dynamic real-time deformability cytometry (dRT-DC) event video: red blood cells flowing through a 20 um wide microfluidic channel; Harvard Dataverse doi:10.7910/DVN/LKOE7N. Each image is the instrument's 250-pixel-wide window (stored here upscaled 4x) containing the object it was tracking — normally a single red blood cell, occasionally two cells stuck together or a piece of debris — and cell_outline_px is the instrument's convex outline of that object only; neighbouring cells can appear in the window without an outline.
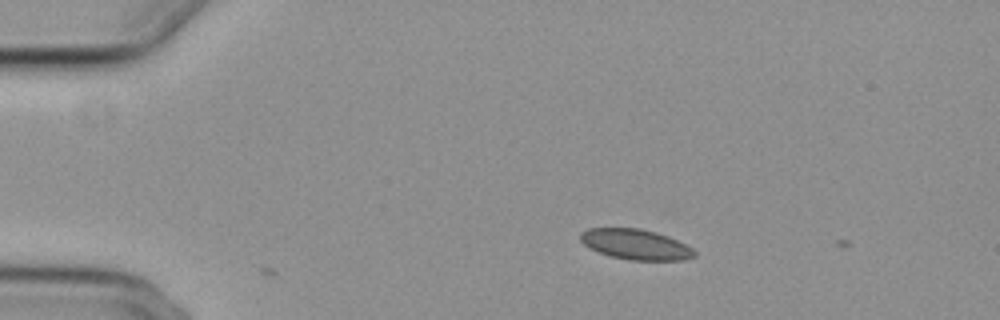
{"species": "common noctule bat (a hibernating species)", "species_latin": "Nyctalus noctula", "temperature_condition": "cold", "stored_images_in_passage": 2, "camera_frame_rate_fps": 3000, "um_per_image_px": 0.085, "animal": {"sex": "female", "body_mass_g": 29.2, "forearm_length_mm": 56.3}, "frame": {"image": 1, "passage_image": 2, "time_ms": 0.333, "image_size_px": [1000, 320], "cell_outline_px": [[696, 256], [684, 260], [628, 260], [612, 256], [588, 248], [580, 240], [580, 232], [588, 228], [640, 228], [656, 232], [668, 236], [692, 248], [696, 252]], "centroid_in_image_um": [54.02, 20.77], "position_along_channel_um": 31.0, "area_um2": 20.17}}